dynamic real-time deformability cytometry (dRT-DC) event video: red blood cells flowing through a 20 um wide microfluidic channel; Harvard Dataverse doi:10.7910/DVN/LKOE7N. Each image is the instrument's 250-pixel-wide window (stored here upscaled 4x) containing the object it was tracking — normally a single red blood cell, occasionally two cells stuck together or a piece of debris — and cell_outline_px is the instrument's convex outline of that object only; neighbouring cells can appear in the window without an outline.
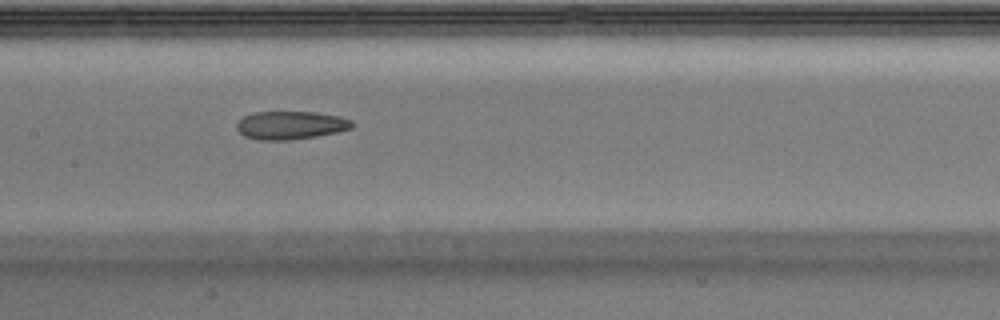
{"species": "Egyptian fruit bat (a non-hibernating species)", "species_latin": "Rousettus aegyptiacus", "temperature_condition": "warm", "stored_images_in_passage": 25, "camera_frame_rate_fps": 3000, "um_per_image_px": 0.085, "animal": {"sex": "male"}, "frame": {"image": 1, "passage_image": 8, "time_ms": 2.333, "image_size_px": [1000, 320], "cell_outline_px": [[356, 124], [352, 128], [336, 132], [316, 136], [288, 140], [256, 140], [244, 136], [236, 128], [236, 124], [244, 116], [252, 112], [316, 112], [340, 116], [352, 120]], "centroid_in_image_um": [24.71, 10.64], "position_along_channel_um": 182.7, "area_um2": 19.07}}